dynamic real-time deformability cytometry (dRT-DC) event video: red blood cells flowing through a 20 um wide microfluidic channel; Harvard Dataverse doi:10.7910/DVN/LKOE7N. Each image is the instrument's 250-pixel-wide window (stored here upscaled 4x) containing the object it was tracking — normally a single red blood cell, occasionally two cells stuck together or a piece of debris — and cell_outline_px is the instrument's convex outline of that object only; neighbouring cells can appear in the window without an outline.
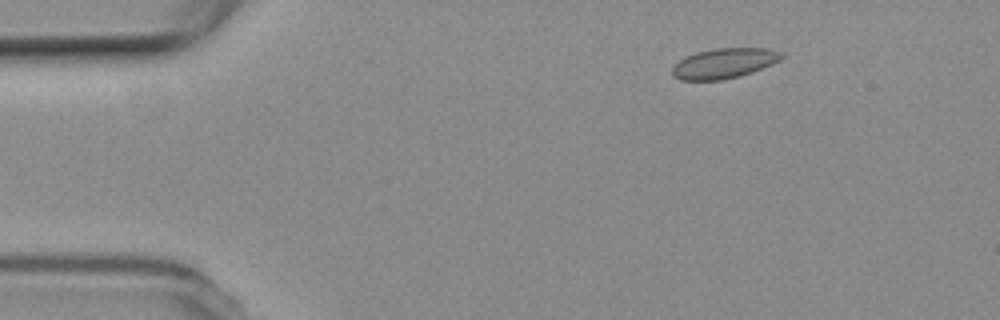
{"species": "common noctule bat (a hibernating species)", "species_latin": "Nyctalus noctula", "temperature_condition": "room temperature", "stored_images_in_passage": 5, "camera_frame_rate_fps": 3000, "um_per_image_px": 0.085, "animal": {"sex": "female", "body_mass_g": 19.3, "forearm_length_mm": 54.1}, "frame": {"image": 1, "passage_image": 3, "time_ms": 2.333, "image_size_px": [1000, 320], "cell_outline_px": [[784, 56], [780, 60], [772, 64], [752, 72], [740, 76], [724, 80], [680, 80], [672, 76], [672, 68], [684, 56], [696, 52], [712, 48], [768, 48], [780, 52]], "centroid_in_image_um": [61.53, 5.38], "position_along_channel_um": 23.5, "area_um2": 19.31}}